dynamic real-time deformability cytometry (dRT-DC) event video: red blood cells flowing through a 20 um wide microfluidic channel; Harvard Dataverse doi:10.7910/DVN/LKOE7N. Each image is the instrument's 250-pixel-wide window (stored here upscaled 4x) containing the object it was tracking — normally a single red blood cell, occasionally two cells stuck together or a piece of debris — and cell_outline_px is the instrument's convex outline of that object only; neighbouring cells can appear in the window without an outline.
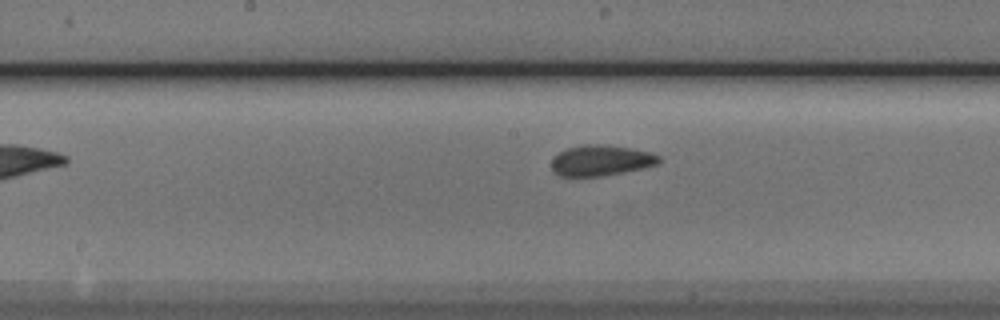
{"species": "Egyptian fruit bat (a non-hibernating species)", "species_latin": "Rousettus aegyptiacus", "temperature_condition": "cold", "stored_images_in_passage": 8, "segment_of_instrument_passage": [2, 2], "camera_frame_rate_fps": 3000, "um_per_image_px": 0.085, "animal": {"sex": "male"}, "frame": {"image": 1, "passage_image": 8, "time_ms": 8.0, "image_size_px": [1000, 320], "cell_outline_px": [[660, 164], [600, 176], [560, 176], [552, 168], [552, 160], [560, 152], [568, 148], [584, 144], [604, 144], [632, 148], [648, 152], [660, 156]], "centroid_in_image_um": [51.1, 13.62], "position_along_channel_um": 197.1, "area_um2": 18.9}}